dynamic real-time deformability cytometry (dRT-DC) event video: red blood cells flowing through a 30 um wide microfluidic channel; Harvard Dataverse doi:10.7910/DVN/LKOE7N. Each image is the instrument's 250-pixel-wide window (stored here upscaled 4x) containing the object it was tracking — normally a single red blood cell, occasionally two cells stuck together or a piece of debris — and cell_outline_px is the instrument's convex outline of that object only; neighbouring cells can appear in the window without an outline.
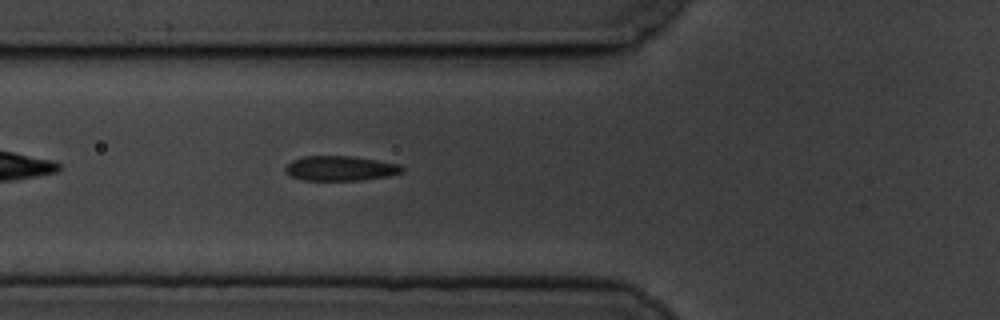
{"species": "common noctule bat (a hibernating species)", "species_latin": "Nyctalus noctula", "temperature_condition": "cold", "stored_images_in_passage": 4, "camera_frame_rate_fps": 3000, "um_per_image_px": 0.085, "animal": {"sex": "male", "body_mass_g": 19.5, "forearm_length_mm": 54.6}, "frame": {"image": 1, "passage_image": 4, "time_ms": 3.333, "image_size_px": [1000, 320], "cell_outline_px": [[404, 172], [388, 176], [360, 180], [300, 180], [288, 176], [284, 172], [284, 168], [292, 160], [304, 156], [352, 156], [400, 164], [404, 168]], "centroid_in_image_um": [28.89, 14.31], "position_along_channel_um": 96.9, "area_um2": 17.05}}